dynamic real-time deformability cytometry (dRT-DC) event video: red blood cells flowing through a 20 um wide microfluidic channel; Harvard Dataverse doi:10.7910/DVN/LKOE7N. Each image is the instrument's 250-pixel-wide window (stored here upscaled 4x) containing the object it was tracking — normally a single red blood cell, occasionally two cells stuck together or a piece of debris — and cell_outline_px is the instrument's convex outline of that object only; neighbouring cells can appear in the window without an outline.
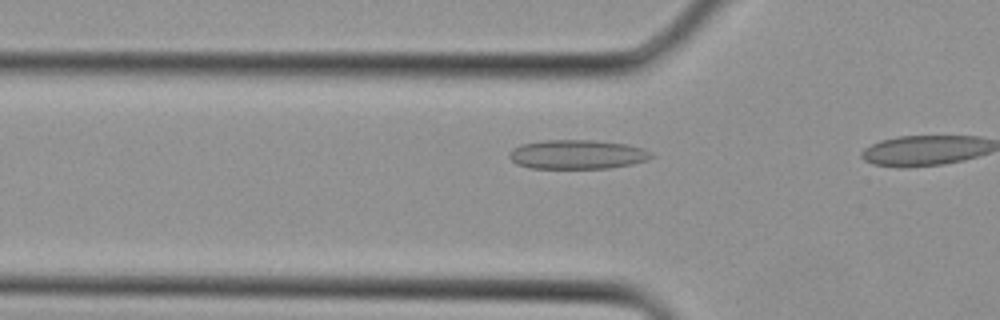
{"species": "Egyptian fruit bat (a non-hibernating species)", "species_latin": "Rousettus aegyptiacus", "temperature_condition": "cold", "stored_images_in_passage": 5, "camera_frame_rate_fps": 3000, "um_per_image_px": 0.085, "animal": {"sex": "female"}, "frame": {"image": 1, "passage_image": 4, "time_ms": 1.0, "image_size_px": [1000, 320], "cell_outline_px": [[656, 156], [648, 160], [632, 164], [608, 168], [532, 168], [516, 164], [508, 156], [508, 152], [512, 148], [520, 144], [544, 140], [596, 140], [628, 144], [644, 148], [652, 152]], "centroid_in_image_um": [49.09, 13.12], "position_along_channel_um": 76.7, "area_um2": 24.51}}